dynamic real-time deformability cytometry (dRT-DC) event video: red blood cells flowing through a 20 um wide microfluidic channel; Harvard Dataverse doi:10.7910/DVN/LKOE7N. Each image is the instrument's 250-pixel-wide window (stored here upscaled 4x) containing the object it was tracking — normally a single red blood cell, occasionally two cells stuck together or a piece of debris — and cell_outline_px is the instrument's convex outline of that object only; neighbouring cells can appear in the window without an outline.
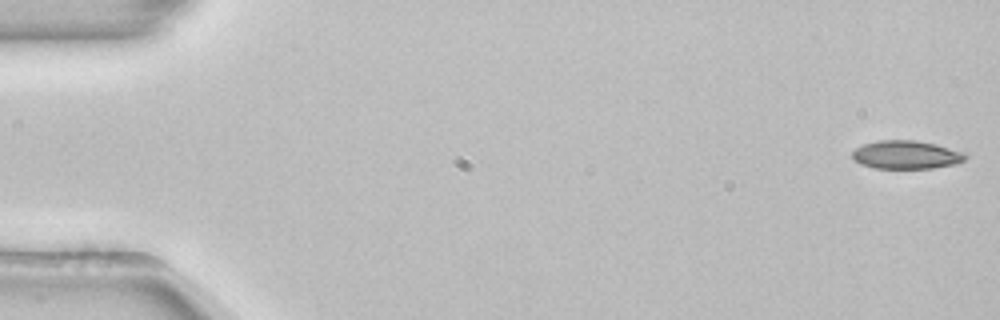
{"species": "common noctule bat (a hibernating species)", "species_latin": "Nyctalus noctula", "temperature_condition": "room temperature", "stored_images_in_passage": 53, "camera_frame_rate_fps": 3000, "um_per_image_px": 0.085, "animal": {"sex": "female", "body_mass_g": 22.7, "forearm_length_mm": 54.2}, "frame": {"image": 1, "passage_image": 1, "time_ms": 0.0, "image_size_px": [1000, 320], "cell_outline_px": [[968, 156], [964, 160], [952, 164], [932, 168], [872, 168], [860, 164], [852, 160], [852, 152], [856, 148], [864, 144], [880, 140], [912, 140], [932, 144], [964, 152]], "centroid_in_image_um": [76.96, 13.16], "position_along_channel_um": 8.0, "area_um2": 18.44}}
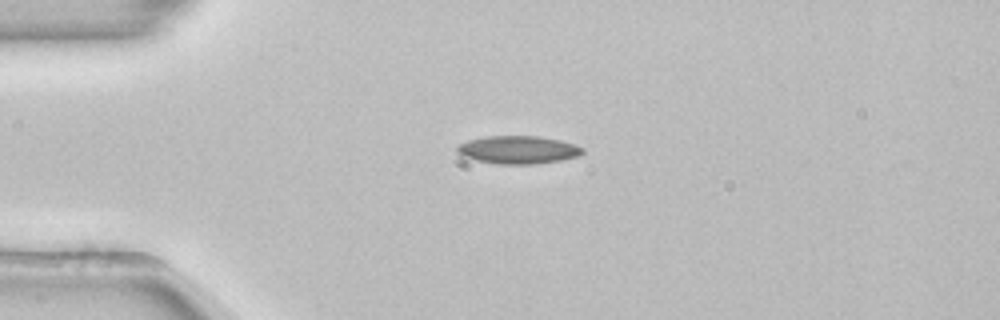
{"frame": {"image": 2, "passage_image": 13, "time_ms": 4.0, "image_size_px": [1000, 320], "cell_outline_px": [[584, 152], [580, 156], [560, 160], [536, 164], [496, 164], [476, 160], [464, 156], [456, 152], [456, 144], [468, 140], [488, 136], [540, 136], [560, 140], [584, 148]], "centroid_in_image_um": [44.02, 12.73], "position_along_channel_um": 41.0, "area_um2": 20.52}}
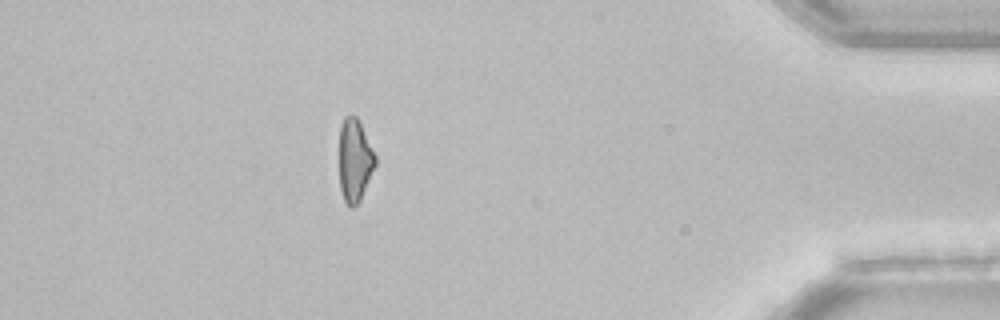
{"frame": {"image": 3, "passage_image": 47, "time_ms": 15.333, "image_size_px": [1000, 320], "cell_outline_px": [[376, 164], [360, 200], [352, 208], [344, 200], [340, 188], [340, 124], [344, 116], [352, 112], [356, 116], [376, 156]], "centroid_in_image_um": [30.14, 13.59], "position_along_channel_um": 405.1, "area_um2": 17.22}, "authors_computed_cell_mechanics": {"area_um2": 19.0162, "velocity_mm_per_s": 3.8887, "shape_relaxation_time_tau1_ms": null, "shape_relaxation_time_tau2_ms": 10.0382, "deformation_change_tau1": null, "deformation_change_tau2": 0.1829}}